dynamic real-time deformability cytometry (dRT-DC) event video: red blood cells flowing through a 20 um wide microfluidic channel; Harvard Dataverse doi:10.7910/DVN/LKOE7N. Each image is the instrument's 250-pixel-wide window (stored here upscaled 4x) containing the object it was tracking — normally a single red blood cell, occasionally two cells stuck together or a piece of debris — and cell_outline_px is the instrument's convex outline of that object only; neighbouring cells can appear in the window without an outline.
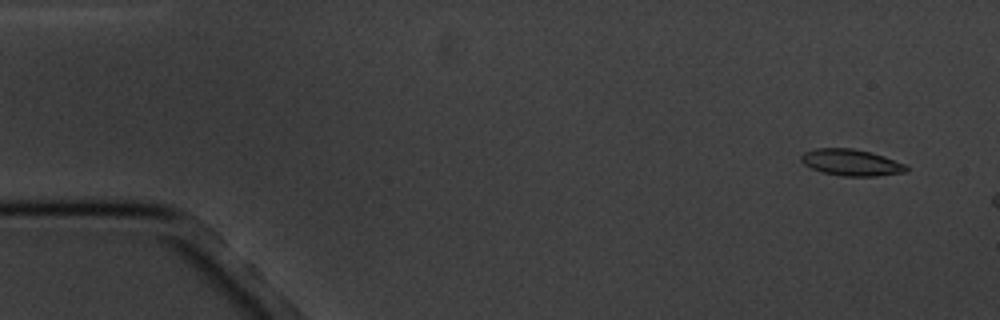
{"species": "common noctule bat (a hibernating species)", "species_latin": "Nyctalus noctula", "temperature_condition": "cold", "stored_images_in_passage": 3, "camera_frame_rate_fps": 3000, "um_per_image_px": 0.085, "animal": {"sex": "male", "body_mass_g": 20.1, "forearm_length_mm": 53.5}, "frame": {"image": 1, "passage_image": 1, "time_ms": 0.0, "image_size_px": [1000, 320], "cell_outline_px": [[908, 172], [876, 176], [840, 176], [820, 172], [804, 164], [800, 160], [800, 156], [804, 152], [816, 148], [852, 148], [872, 152], [908, 164]], "centroid_in_image_um": [72.38, 13.81], "position_along_channel_um": 12.6, "area_um2": 16.53}}